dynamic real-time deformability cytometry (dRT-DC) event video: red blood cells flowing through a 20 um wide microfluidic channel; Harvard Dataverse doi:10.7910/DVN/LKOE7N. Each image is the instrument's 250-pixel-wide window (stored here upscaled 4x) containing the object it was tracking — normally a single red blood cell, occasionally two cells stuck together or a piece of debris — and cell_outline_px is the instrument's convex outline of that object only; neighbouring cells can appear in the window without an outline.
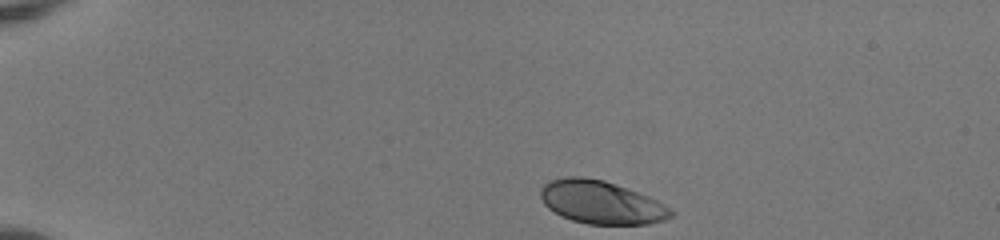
{"species": "human", "species_latin": "Homo sapiens", "temperature_condition": "room temperature", "stored_images_in_passage": 42, "camera_frame_rate_fps": 3000, "um_per_image_px": 0.085, "donor": {"sex": "female"}, "frame": {"image": 1, "passage_image": 1, "time_ms": 0.0, "image_size_px": [1000, 240], "cell_outline_px": [[676, 216], [664, 220], [648, 224], [588, 224], [572, 220], [560, 216], [548, 208], [544, 204], [540, 196], [540, 188], [544, 184], [552, 180], [564, 176], [580, 176], [604, 180], [616, 184], [648, 196], [664, 204], [676, 212]], "centroid_in_image_um": [51.11, 17.2], "position_along_channel_um": 33.9, "area_um2": 32.95}}
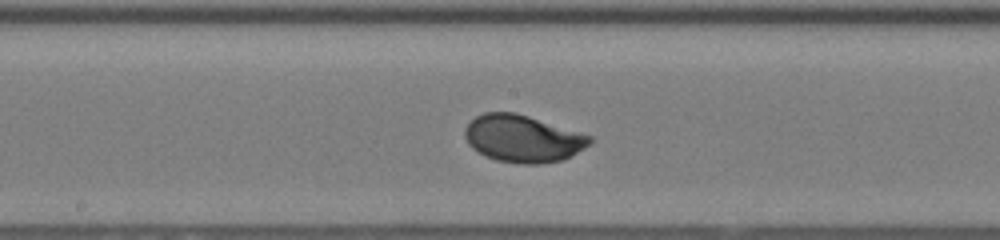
{"frame": {"image": 2, "passage_image": 20, "time_ms": 6.333, "image_size_px": [1000, 240], "cell_outline_px": [[592, 140], [584, 148], [560, 160], [540, 164], [520, 164], [496, 160], [484, 156], [472, 148], [468, 144], [464, 136], [464, 128], [476, 116], [484, 112], [516, 112], [592, 136]], "centroid_in_image_um": [44.38, 11.78], "position_along_channel_um": 203.8, "area_um2": 34.22}}
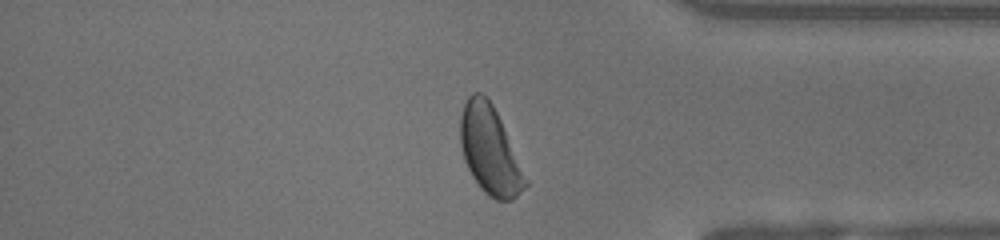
{"frame": {"image": 3, "passage_image": 35, "time_ms": 11.333, "image_size_px": [1000, 240], "cell_outline_px": [[528, 184], [512, 200], [496, 200], [488, 196], [480, 188], [472, 176], [464, 160], [460, 144], [460, 116], [464, 104], [468, 96], [472, 92], [480, 92], [488, 96], [500, 120], [528, 180]], "centroid_in_image_um": [41.61, 12.76], "position_along_channel_um": 393.6, "area_um2": 33.23}, "authors_computed_cell_mechanics": {"area_um2": 33.6974, "velocity_mm_per_s": 3.9929, "shape_relaxation_time_tau1_ms": 2.708, "shape_relaxation_time_tau2_ms": null, "deformation_change_tau1": 0.1632, "deformation_change_tau2": null}}